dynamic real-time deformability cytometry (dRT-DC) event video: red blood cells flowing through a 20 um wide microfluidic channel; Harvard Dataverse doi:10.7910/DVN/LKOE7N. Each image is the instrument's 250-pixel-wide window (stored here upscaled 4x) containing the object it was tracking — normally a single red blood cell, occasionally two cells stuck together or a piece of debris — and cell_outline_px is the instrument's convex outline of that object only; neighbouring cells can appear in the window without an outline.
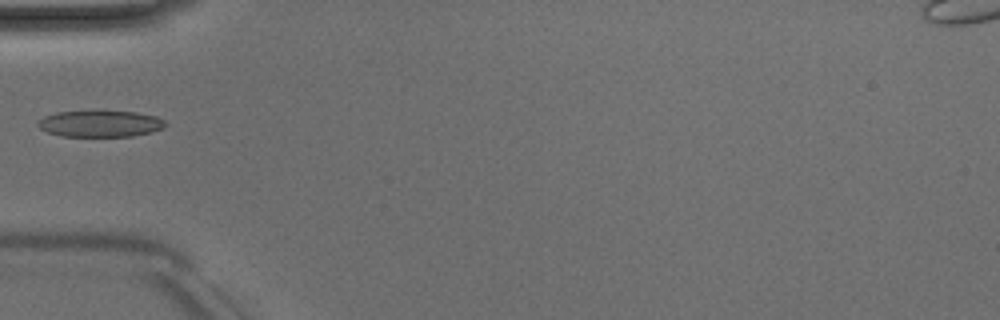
{"species": "Egyptian fruit bat (a non-hibernating species)", "species_latin": "Rousettus aegyptiacus", "temperature_condition": "room temperature", "stored_images_in_passage": 2, "camera_frame_rate_fps": 3000, "um_per_image_px": 0.085, "animal": {"sex": "male"}, "frame": {"image": 1, "passage_image": 2, "time_ms": 1.333, "image_size_px": [1000, 320], "cell_outline_px": [[168, 124], [164, 128], [152, 132], [132, 136], [64, 136], [48, 132], [40, 128], [36, 124], [44, 116], [56, 112], [92, 108], [100, 108], [136, 112], [156, 116], [164, 120]], "centroid_in_image_um": [8.54, 10.45], "position_along_channel_um": 76.5, "area_um2": 20.63}}